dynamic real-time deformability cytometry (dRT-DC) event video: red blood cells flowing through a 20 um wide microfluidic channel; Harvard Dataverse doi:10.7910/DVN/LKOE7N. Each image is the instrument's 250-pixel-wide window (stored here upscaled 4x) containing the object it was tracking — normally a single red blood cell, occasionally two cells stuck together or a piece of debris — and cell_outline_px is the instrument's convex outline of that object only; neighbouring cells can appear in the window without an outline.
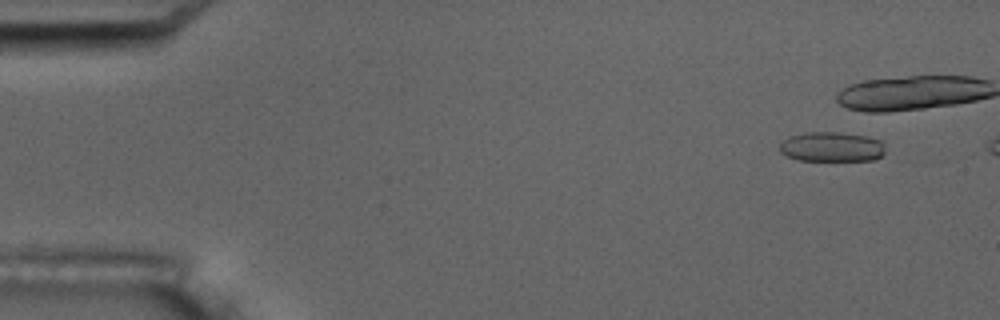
{"species": "common noctule bat (a hibernating species)", "species_latin": "Nyctalus noctula", "temperature_condition": "room temperature", "stored_images_in_passage": 3, "camera_frame_rate_fps": 3000, "um_per_image_px": 0.085, "animal": {"sex": "male", "body_mass_g": 17.5, "forearm_length_mm": 52.3}, "frame": {"image": 1, "passage_image": 1, "time_ms": 0.0, "image_size_px": [1000, 320], "cell_outline_px": [[884, 152], [876, 160], [800, 160], [788, 156], [780, 152], [780, 144], [788, 136], [808, 132], [840, 132], [868, 136], [880, 140], [884, 144]], "centroid_in_image_um": [70.71, 12.47], "position_along_channel_um": 14.3, "area_um2": 18.32}}